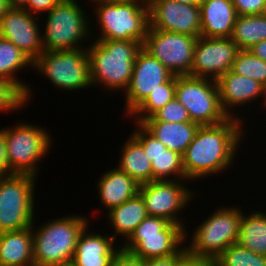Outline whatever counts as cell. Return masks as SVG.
<instances>
[{"mask_svg":"<svg viewBox=\"0 0 266 266\" xmlns=\"http://www.w3.org/2000/svg\"><path fill=\"white\" fill-rule=\"evenodd\" d=\"M239 51L230 37H198L190 76L216 81L232 69Z\"/></svg>","mask_w":266,"mask_h":266,"instance_id":"cell-14","label":"cell"},{"mask_svg":"<svg viewBox=\"0 0 266 266\" xmlns=\"http://www.w3.org/2000/svg\"><path fill=\"white\" fill-rule=\"evenodd\" d=\"M35 180L30 175L0 177V233L32 227L36 216Z\"/></svg>","mask_w":266,"mask_h":266,"instance_id":"cell-10","label":"cell"},{"mask_svg":"<svg viewBox=\"0 0 266 266\" xmlns=\"http://www.w3.org/2000/svg\"><path fill=\"white\" fill-rule=\"evenodd\" d=\"M261 103H264V105L266 106V85L264 86V101H262Z\"/></svg>","mask_w":266,"mask_h":266,"instance_id":"cell-46","label":"cell"},{"mask_svg":"<svg viewBox=\"0 0 266 266\" xmlns=\"http://www.w3.org/2000/svg\"><path fill=\"white\" fill-rule=\"evenodd\" d=\"M76 0H61L47 14L44 35H42L43 51H60L81 47L79 43L90 36L92 30L87 14ZM87 17V18H86ZM90 35V36H89Z\"/></svg>","mask_w":266,"mask_h":266,"instance_id":"cell-5","label":"cell"},{"mask_svg":"<svg viewBox=\"0 0 266 266\" xmlns=\"http://www.w3.org/2000/svg\"><path fill=\"white\" fill-rule=\"evenodd\" d=\"M34 68L58 89L69 92L92 87L86 48L43 51L33 62L32 69Z\"/></svg>","mask_w":266,"mask_h":266,"instance_id":"cell-9","label":"cell"},{"mask_svg":"<svg viewBox=\"0 0 266 266\" xmlns=\"http://www.w3.org/2000/svg\"><path fill=\"white\" fill-rule=\"evenodd\" d=\"M174 76L159 60L143 48L133 64L130 84L126 90L125 113L129 114L159 85Z\"/></svg>","mask_w":266,"mask_h":266,"instance_id":"cell-16","label":"cell"},{"mask_svg":"<svg viewBox=\"0 0 266 266\" xmlns=\"http://www.w3.org/2000/svg\"><path fill=\"white\" fill-rule=\"evenodd\" d=\"M152 136L161 141L167 149L183 155L200 127L194 122L142 121L140 123Z\"/></svg>","mask_w":266,"mask_h":266,"instance_id":"cell-24","label":"cell"},{"mask_svg":"<svg viewBox=\"0 0 266 266\" xmlns=\"http://www.w3.org/2000/svg\"><path fill=\"white\" fill-rule=\"evenodd\" d=\"M109 2H132V1H147V0H105Z\"/></svg>","mask_w":266,"mask_h":266,"instance_id":"cell-45","label":"cell"},{"mask_svg":"<svg viewBox=\"0 0 266 266\" xmlns=\"http://www.w3.org/2000/svg\"><path fill=\"white\" fill-rule=\"evenodd\" d=\"M9 8L8 0H0V19L5 15Z\"/></svg>","mask_w":266,"mask_h":266,"instance_id":"cell-43","label":"cell"},{"mask_svg":"<svg viewBox=\"0 0 266 266\" xmlns=\"http://www.w3.org/2000/svg\"><path fill=\"white\" fill-rule=\"evenodd\" d=\"M187 235L181 225L162 217L147 216L121 247L145 260L164 257L174 255L183 248Z\"/></svg>","mask_w":266,"mask_h":266,"instance_id":"cell-8","label":"cell"},{"mask_svg":"<svg viewBox=\"0 0 266 266\" xmlns=\"http://www.w3.org/2000/svg\"><path fill=\"white\" fill-rule=\"evenodd\" d=\"M237 15L265 14L266 0H231Z\"/></svg>","mask_w":266,"mask_h":266,"instance_id":"cell-35","label":"cell"},{"mask_svg":"<svg viewBox=\"0 0 266 266\" xmlns=\"http://www.w3.org/2000/svg\"><path fill=\"white\" fill-rule=\"evenodd\" d=\"M143 121H163V122H189L191 121L188 110L174 98L163 108L155 112L151 117Z\"/></svg>","mask_w":266,"mask_h":266,"instance_id":"cell-33","label":"cell"},{"mask_svg":"<svg viewBox=\"0 0 266 266\" xmlns=\"http://www.w3.org/2000/svg\"><path fill=\"white\" fill-rule=\"evenodd\" d=\"M4 132L11 175H30L37 178L39 162L49 152L52 142L49 131L22 121L13 128H4Z\"/></svg>","mask_w":266,"mask_h":266,"instance_id":"cell-7","label":"cell"},{"mask_svg":"<svg viewBox=\"0 0 266 266\" xmlns=\"http://www.w3.org/2000/svg\"><path fill=\"white\" fill-rule=\"evenodd\" d=\"M28 0H8L9 7L11 8H24Z\"/></svg>","mask_w":266,"mask_h":266,"instance_id":"cell-42","label":"cell"},{"mask_svg":"<svg viewBox=\"0 0 266 266\" xmlns=\"http://www.w3.org/2000/svg\"><path fill=\"white\" fill-rule=\"evenodd\" d=\"M117 168L125 172L139 185L152 182L151 161L143 145L131 134L122 146Z\"/></svg>","mask_w":266,"mask_h":266,"instance_id":"cell-27","label":"cell"},{"mask_svg":"<svg viewBox=\"0 0 266 266\" xmlns=\"http://www.w3.org/2000/svg\"><path fill=\"white\" fill-rule=\"evenodd\" d=\"M88 225L80 233L70 266H111L120 246L114 247V237L88 232Z\"/></svg>","mask_w":266,"mask_h":266,"instance_id":"cell-20","label":"cell"},{"mask_svg":"<svg viewBox=\"0 0 266 266\" xmlns=\"http://www.w3.org/2000/svg\"><path fill=\"white\" fill-rule=\"evenodd\" d=\"M89 44L86 49L92 86L101 84L106 91H126L142 43L135 40H94Z\"/></svg>","mask_w":266,"mask_h":266,"instance_id":"cell-2","label":"cell"},{"mask_svg":"<svg viewBox=\"0 0 266 266\" xmlns=\"http://www.w3.org/2000/svg\"><path fill=\"white\" fill-rule=\"evenodd\" d=\"M175 1L187 5H199L203 0H175Z\"/></svg>","mask_w":266,"mask_h":266,"instance_id":"cell-44","label":"cell"},{"mask_svg":"<svg viewBox=\"0 0 266 266\" xmlns=\"http://www.w3.org/2000/svg\"><path fill=\"white\" fill-rule=\"evenodd\" d=\"M214 266H266V256L254 253L238 243L232 244L214 261Z\"/></svg>","mask_w":266,"mask_h":266,"instance_id":"cell-31","label":"cell"},{"mask_svg":"<svg viewBox=\"0 0 266 266\" xmlns=\"http://www.w3.org/2000/svg\"><path fill=\"white\" fill-rule=\"evenodd\" d=\"M255 57L260 58L266 62V40L254 44L248 49Z\"/></svg>","mask_w":266,"mask_h":266,"instance_id":"cell-41","label":"cell"},{"mask_svg":"<svg viewBox=\"0 0 266 266\" xmlns=\"http://www.w3.org/2000/svg\"><path fill=\"white\" fill-rule=\"evenodd\" d=\"M176 75L169 81L159 85V88L152 91L147 97L129 114L134 117L135 123L151 117L159 109L175 98ZM136 116V117H135Z\"/></svg>","mask_w":266,"mask_h":266,"instance_id":"cell-30","label":"cell"},{"mask_svg":"<svg viewBox=\"0 0 266 266\" xmlns=\"http://www.w3.org/2000/svg\"><path fill=\"white\" fill-rule=\"evenodd\" d=\"M149 26L155 30L201 36L199 5H187L175 0H149Z\"/></svg>","mask_w":266,"mask_h":266,"instance_id":"cell-15","label":"cell"},{"mask_svg":"<svg viewBox=\"0 0 266 266\" xmlns=\"http://www.w3.org/2000/svg\"><path fill=\"white\" fill-rule=\"evenodd\" d=\"M216 83L221 108L228 117L239 118L234 113L232 114L234 110L231 108L234 109V107L237 108L240 105L248 104L247 102L252 103L258 97H264V85L252 78L238 75L232 70L219 77Z\"/></svg>","mask_w":266,"mask_h":266,"instance_id":"cell-19","label":"cell"},{"mask_svg":"<svg viewBox=\"0 0 266 266\" xmlns=\"http://www.w3.org/2000/svg\"><path fill=\"white\" fill-rule=\"evenodd\" d=\"M33 224L34 266H70L79 235L89 221L85 216L68 215L45 221L37 231Z\"/></svg>","mask_w":266,"mask_h":266,"instance_id":"cell-3","label":"cell"},{"mask_svg":"<svg viewBox=\"0 0 266 266\" xmlns=\"http://www.w3.org/2000/svg\"><path fill=\"white\" fill-rule=\"evenodd\" d=\"M175 98L188 110L191 122L199 126L217 125L229 118L221 108L215 80L176 76Z\"/></svg>","mask_w":266,"mask_h":266,"instance_id":"cell-11","label":"cell"},{"mask_svg":"<svg viewBox=\"0 0 266 266\" xmlns=\"http://www.w3.org/2000/svg\"><path fill=\"white\" fill-rule=\"evenodd\" d=\"M95 3V15L101 29L97 40H135L144 43L149 27L148 1Z\"/></svg>","mask_w":266,"mask_h":266,"instance_id":"cell-4","label":"cell"},{"mask_svg":"<svg viewBox=\"0 0 266 266\" xmlns=\"http://www.w3.org/2000/svg\"><path fill=\"white\" fill-rule=\"evenodd\" d=\"M111 266H145V259L120 247L112 260Z\"/></svg>","mask_w":266,"mask_h":266,"instance_id":"cell-36","label":"cell"},{"mask_svg":"<svg viewBox=\"0 0 266 266\" xmlns=\"http://www.w3.org/2000/svg\"><path fill=\"white\" fill-rule=\"evenodd\" d=\"M33 67V61L12 42L0 37V77L9 82L24 99V105L32 98L29 85L16 76L18 70Z\"/></svg>","mask_w":266,"mask_h":266,"instance_id":"cell-25","label":"cell"},{"mask_svg":"<svg viewBox=\"0 0 266 266\" xmlns=\"http://www.w3.org/2000/svg\"><path fill=\"white\" fill-rule=\"evenodd\" d=\"M0 266H34L31 227L0 233Z\"/></svg>","mask_w":266,"mask_h":266,"instance_id":"cell-22","label":"cell"},{"mask_svg":"<svg viewBox=\"0 0 266 266\" xmlns=\"http://www.w3.org/2000/svg\"><path fill=\"white\" fill-rule=\"evenodd\" d=\"M182 182V180H162L139 185L138 193L144 200L148 216L165 218L185 229L184 222L180 221L178 215L187 207L189 201L193 200L191 198L194 193Z\"/></svg>","mask_w":266,"mask_h":266,"instance_id":"cell-13","label":"cell"},{"mask_svg":"<svg viewBox=\"0 0 266 266\" xmlns=\"http://www.w3.org/2000/svg\"><path fill=\"white\" fill-rule=\"evenodd\" d=\"M148 216L145 203L139 193L130 198L123 204L112 208L108 212L107 218L110 220L111 227L116 236L122 235L126 240L133 233L135 228Z\"/></svg>","mask_w":266,"mask_h":266,"instance_id":"cell-26","label":"cell"},{"mask_svg":"<svg viewBox=\"0 0 266 266\" xmlns=\"http://www.w3.org/2000/svg\"><path fill=\"white\" fill-rule=\"evenodd\" d=\"M242 124L240 118L229 117L220 124L197 129L182 155L186 182L215 175L232 166L244 135Z\"/></svg>","mask_w":266,"mask_h":266,"instance_id":"cell-1","label":"cell"},{"mask_svg":"<svg viewBox=\"0 0 266 266\" xmlns=\"http://www.w3.org/2000/svg\"><path fill=\"white\" fill-rule=\"evenodd\" d=\"M197 38L148 27L142 48L176 76L189 75Z\"/></svg>","mask_w":266,"mask_h":266,"instance_id":"cell-12","label":"cell"},{"mask_svg":"<svg viewBox=\"0 0 266 266\" xmlns=\"http://www.w3.org/2000/svg\"><path fill=\"white\" fill-rule=\"evenodd\" d=\"M234 73L252 78L266 85V62L255 57L249 50H240L231 69Z\"/></svg>","mask_w":266,"mask_h":266,"instance_id":"cell-32","label":"cell"},{"mask_svg":"<svg viewBox=\"0 0 266 266\" xmlns=\"http://www.w3.org/2000/svg\"><path fill=\"white\" fill-rule=\"evenodd\" d=\"M25 107L23 96L6 80L0 77V111L12 112Z\"/></svg>","mask_w":266,"mask_h":266,"instance_id":"cell-34","label":"cell"},{"mask_svg":"<svg viewBox=\"0 0 266 266\" xmlns=\"http://www.w3.org/2000/svg\"><path fill=\"white\" fill-rule=\"evenodd\" d=\"M186 246H183L176 254L164 256V257H155L145 260V266H177L178 262L187 254Z\"/></svg>","mask_w":266,"mask_h":266,"instance_id":"cell-37","label":"cell"},{"mask_svg":"<svg viewBox=\"0 0 266 266\" xmlns=\"http://www.w3.org/2000/svg\"><path fill=\"white\" fill-rule=\"evenodd\" d=\"M230 38L240 50L266 40V15H238Z\"/></svg>","mask_w":266,"mask_h":266,"instance_id":"cell-29","label":"cell"},{"mask_svg":"<svg viewBox=\"0 0 266 266\" xmlns=\"http://www.w3.org/2000/svg\"><path fill=\"white\" fill-rule=\"evenodd\" d=\"M97 186L100 202L108 211L133 198L139 190V184L117 167L105 172Z\"/></svg>","mask_w":266,"mask_h":266,"instance_id":"cell-23","label":"cell"},{"mask_svg":"<svg viewBox=\"0 0 266 266\" xmlns=\"http://www.w3.org/2000/svg\"><path fill=\"white\" fill-rule=\"evenodd\" d=\"M11 175V170L8 165L5 132L0 129V177Z\"/></svg>","mask_w":266,"mask_h":266,"instance_id":"cell-39","label":"cell"},{"mask_svg":"<svg viewBox=\"0 0 266 266\" xmlns=\"http://www.w3.org/2000/svg\"><path fill=\"white\" fill-rule=\"evenodd\" d=\"M242 209L222 207L213 211L194 230L187 252L214 261L223 251L237 243Z\"/></svg>","mask_w":266,"mask_h":266,"instance_id":"cell-6","label":"cell"},{"mask_svg":"<svg viewBox=\"0 0 266 266\" xmlns=\"http://www.w3.org/2000/svg\"><path fill=\"white\" fill-rule=\"evenodd\" d=\"M237 243L259 255L266 256V213H242Z\"/></svg>","mask_w":266,"mask_h":266,"instance_id":"cell-28","label":"cell"},{"mask_svg":"<svg viewBox=\"0 0 266 266\" xmlns=\"http://www.w3.org/2000/svg\"><path fill=\"white\" fill-rule=\"evenodd\" d=\"M135 125L138 130L136 129L131 134L143 145L144 152L151 161L152 181H185L182 155L174 150L167 149L161 141L152 136L140 123Z\"/></svg>","mask_w":266,"mask_h":266,"instance_id":"cell-18","label":"cell"},{"mask_svg":"<svg viewBox=\"0 0 266 266\" xmlns=\"http://www.w3.org/2000/svg\"><path fill=\"white\" fill-rule=\"evenodd\" d=\"M213 261L203 258L193 256L187 253L179 262L177 266H213Z\"/></svg>","mask_w":266,"mask_h":266,"instance_id":"cell-40","label":"cell"},{"mask_svg":"<svg viewBox=\"0 0 266 266\" xmlns=\"http://www.w3.org/2000/svg\"><path fill=\"white\" fill-rule=\"evenodd\" d=\"M24 8H9L0 19V37L12 42L33 62L43 52L42 34L36 19Z\"/></svg>","mask_w":266,"mask_h":266,"instance_id":"cell-17","label":"cell"},{"mask_svg":"<svg viewBox=\"0 0 266 266\" xmlns=\"http://www.w3.org/2000/svg\"><path fill=\"white\" fill-rule=\"evenodd\" d=\"M199 6L202 37H231L238 16L231 0H203Z\"/></svg>","mask_w":266,"mask_h":266,"instance_id":"cell-21","label":"cell"},{"mask_svg":"<svg viewBox=\"0 0 266 266\" xmlns=\"http://www.w3.org/2000/svg\"><path fill=\"white\" fill-rule=\"evenodd\" d=\"M61 0H28L27 5L24 7L30 14L36 15L44 12L48 13L54 8Z\"/></svg>","mask_w":266,"mask_h":266,"instance_id":"cell-38","label":"cell"}]
</instances>
